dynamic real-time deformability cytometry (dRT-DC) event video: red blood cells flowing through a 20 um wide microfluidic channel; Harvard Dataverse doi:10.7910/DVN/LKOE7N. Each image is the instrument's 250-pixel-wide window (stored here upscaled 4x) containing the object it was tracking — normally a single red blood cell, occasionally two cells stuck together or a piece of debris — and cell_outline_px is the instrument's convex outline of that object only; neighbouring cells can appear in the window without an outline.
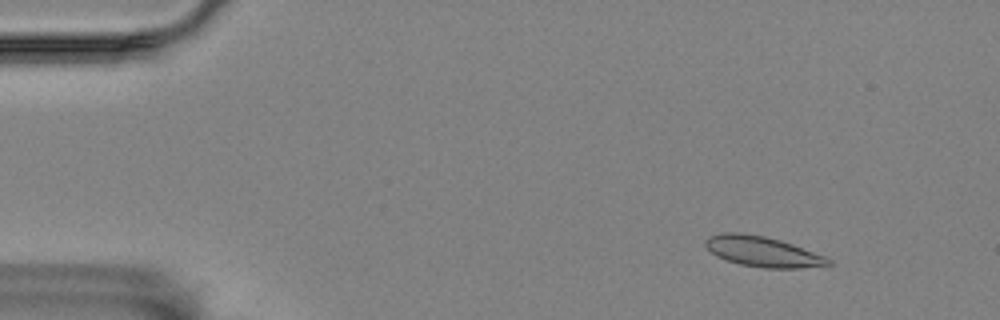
{"species": "Egyptian fruit bat (a non-hibernating species)", "species_latin": "Rousettus aegyptiacus", "temperature_condition": "room temperature", "stored_images_in_passage": 57, "camera_frame_rate_fps": 3000, "um_per_image_px": 0.085, "animal": {"sex": "female"}, "frame": {"image": 1, "passage_image": 7, "time_ms": 2.0, "image_size_px": [1000, 320], "cell_outline_px": [[832, 264], [800, 268], [764, 268], [740, 264], [716, 256], [704, 244], [704, 240], [708, 236], [724, 232], [740, 232], [764, 236], [780, 240], [792, 244], [824, 256], [832, 260]], "centroid_in_image_um": [64.79, 21.37], "position_along_channel_um": 20.2, "area_um2": 21.56}}
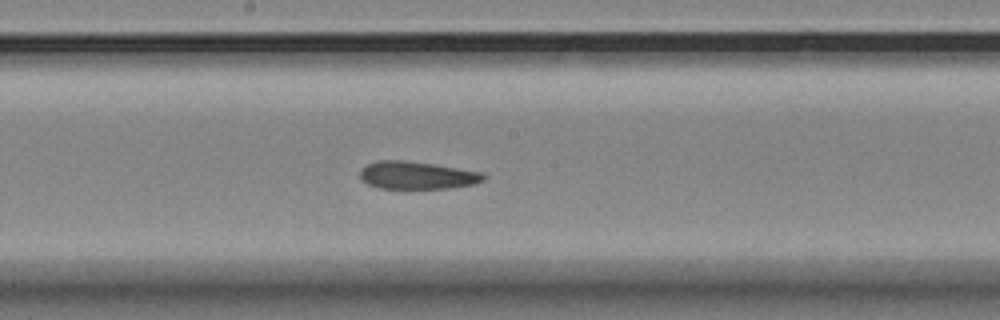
{"frame": {"image": 2, "passage_image": 31, "time_ms": 10.0, "image_size_px": [1000, 320], "cell_outline_px": [[488, 176], [484, 180], [476, 184], [448, 188], [380, 188], [368, 184], [360, 180], [360, 168], [376, 160], [404, 160], [432, 164], [484, 172]], "centroid_in_image_um": [35.46, 14.9], "position_along_channel_um": 212.7, "area_um2": 20.06}}
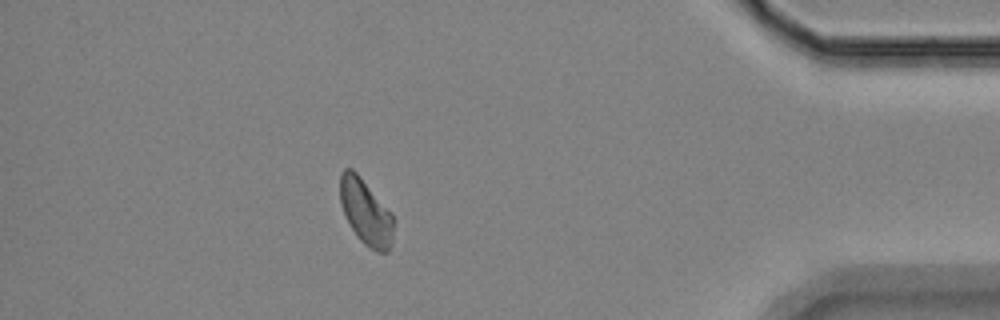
{"frame": {"image": 3, "passage_image": 51, "time_ms": 16.667, "image_size_px": [1000, 320], "cell_outline_px": [[396, 220], [392, 244], [388, 252], [376, 252], [364, 244], [356, 236], [344, 216], [340, 204], [340, 172], [344, 168], [352, 168], [360, 176], [392, 212]], "centroid_in_image_um": [31.12, 18.04], "position_along_channel_um": 404.1, "area_um2": 21.1}, "authors_computed_cell_mechanics": {"area_um2": 20.9236, "velocity_mm_per_s": 3.4995, "shape_relaxation_time_tau1_ms": null, "shape_relaxation_time_tau2_ms": 3.2683, "deformation_change_tau1": null, "deformation_change_tau2": 0.0733}}